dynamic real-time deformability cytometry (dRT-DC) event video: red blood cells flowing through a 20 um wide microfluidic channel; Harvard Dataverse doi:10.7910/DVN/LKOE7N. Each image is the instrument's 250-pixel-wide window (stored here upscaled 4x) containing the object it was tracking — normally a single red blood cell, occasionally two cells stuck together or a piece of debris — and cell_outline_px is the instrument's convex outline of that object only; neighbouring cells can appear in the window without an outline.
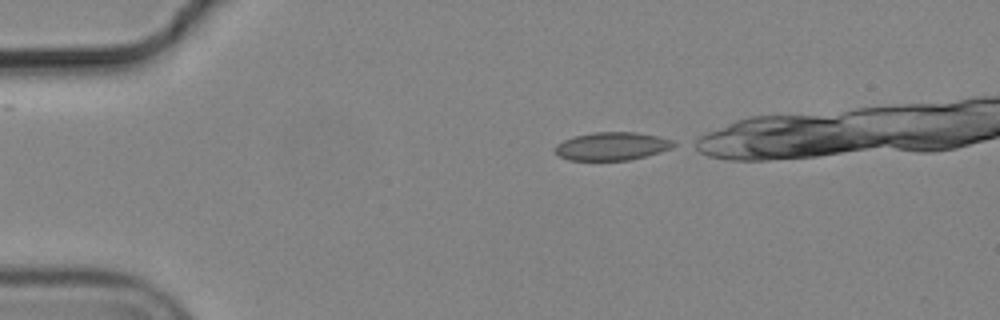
{"species": "common noctule bat (a hibernating species)", "species_latin": "Nyctalus noctula", "temperature_condition": "cold", "stored_images_in_passage": 35, "camera_frame_rate_fps": 3000, "um_per_image_px": 0.085, "animal": {"sex": "male", "body_mass_g": 19.2, "forearm_length_mm": 51.8}, "frame": {"image": 1, "passage_image": 1, "time_ms": 0.0, "image_size_px": [1000, 320], "cell_outline_px": [[680, 144], [672, 148], [660, 152], [628, 160], [568, 160], [560, 156], [552, 148], [556, 144], [572, 136], [592, 132], [636, 132], [660, 136], [672, 140]], "centroid_in_image_um": [52.03, 12.41], "position_along_channel_um": 33.0, "area_um2": 19.65}}
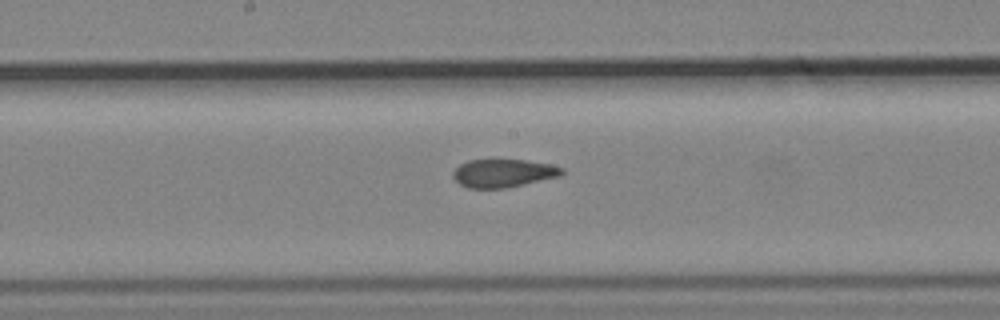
{"frame": {"image": 2, "passage_image": 19, "time_ms": 6.0, "image_size_px": [1000, 320], "cell_outline_px": [[564, 172], [560, 176], [524, 184], [504, 188], [468, 188], [460, 184], [452, 176], [452, 172], [460, 164], [468, 160], [496, 156], [524, 160], [548, 164], [564, 168]], "centroid_in_image_um": [42.73, 14.67], "position_along_channel_um": 205.5, "area_um2": 18.5}}
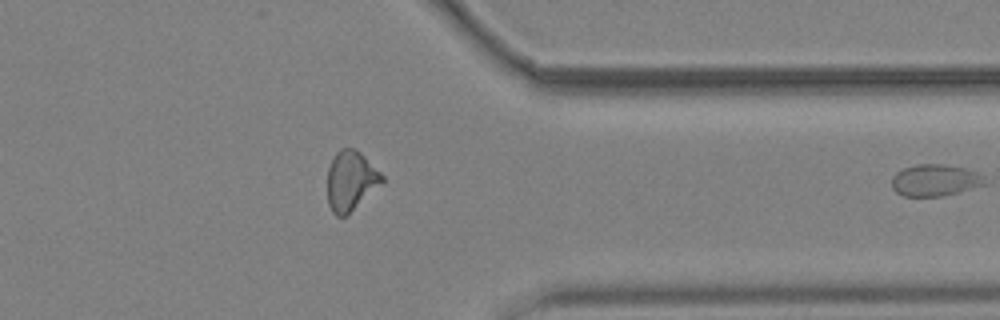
{"frame": {"image": 3, "passage_image": 34, "time_ms": 11.0, "image_size_px": [1000, 320], "cell_outline_px": [[384, 180], [348, 216], [336, 216], [332, 212], [328, 204], [328, 168], [336, 152], [340, 148], [356, 148], [384, 176]], "centroid_in_image_um": [29.8, 15.37], "position_along_channel_um": 381.6, "area_um2": 18.96}}